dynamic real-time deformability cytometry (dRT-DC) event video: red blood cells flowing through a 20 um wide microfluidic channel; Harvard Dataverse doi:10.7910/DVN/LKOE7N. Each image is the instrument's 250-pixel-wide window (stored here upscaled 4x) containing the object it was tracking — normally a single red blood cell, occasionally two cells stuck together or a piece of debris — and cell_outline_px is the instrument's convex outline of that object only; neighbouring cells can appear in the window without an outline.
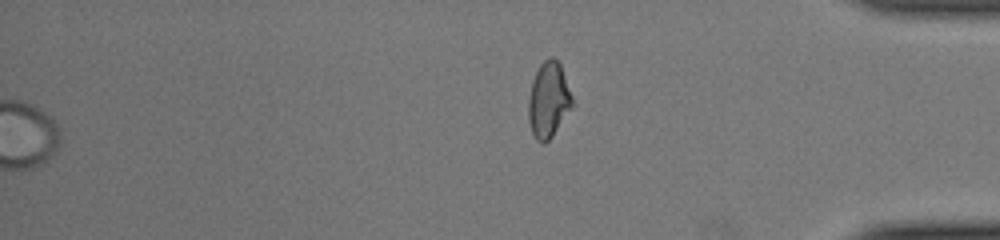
{"species": "common noctule bat (a hibernating species)", "species_latin": "Nyctalus noctula", "temperature_condition": "cold", "stored_images_in_passage": 47, "segment_of_instrument_passage": [2, 2], "camera_frame_rate_fps": 3000, "um_per_image_px": 0.085, "animal": {"sex": "female", "body_mass_g": 22.0, "forearm_length_mm": 56.7}, "frame": {"image": 1, "passage_image": 47, "time_ms": 15.333, "image_size_px": [1000, 240], "cell_outline_px": [[572, 108], [552, 136], [544, 144], [540, 144], [536, 140], [532, 132], [528, 120], [528, 96], [532, 80], [540, 64], [544, 60], [552, 56], [560, 64], [572, 96]], "centroid_in_image_um": [46.6, 8.51], "position_along_channel_um": 388.6, "area_um2": 19.31}}